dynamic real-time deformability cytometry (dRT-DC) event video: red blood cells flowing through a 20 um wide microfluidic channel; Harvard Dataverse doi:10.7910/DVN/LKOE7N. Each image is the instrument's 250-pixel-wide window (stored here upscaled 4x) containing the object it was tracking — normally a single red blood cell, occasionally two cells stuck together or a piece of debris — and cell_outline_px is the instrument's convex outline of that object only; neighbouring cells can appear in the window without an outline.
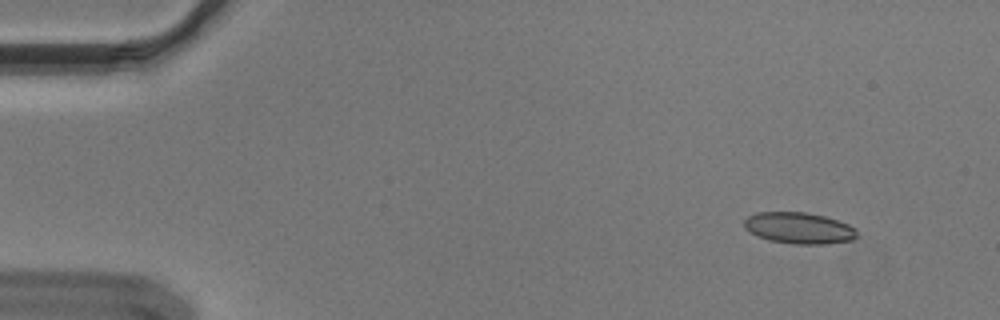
{"species": "Egyptian fruit bat (a non-hibernating species)", "species_latin": "Rousettus aegyptiacus", "temperature_condition": "cold", "stored_images_in_passage": 51, "camera_frame_rate_fps": 3000, "um_per_image_px": 0.085, "animal": {"sex": "male"}, "frame": {"image": 1, "passage_image": 1, "time_ms": 0.0, "image_size_px": [1000, 320], "cell_outline_px": [[856, 236], [852, 240], [828, 244], [792, 244], [768, 240], [756, 236], [744, 228], [744, 220], [748, 216], [756, 212], [808, 212], [824, 216], [848, 224], [856, 228]], "centroid_in_image_um": [67.89, 19.39], "position_along_channel_um": 17.1, "area_um2": 20.75}}
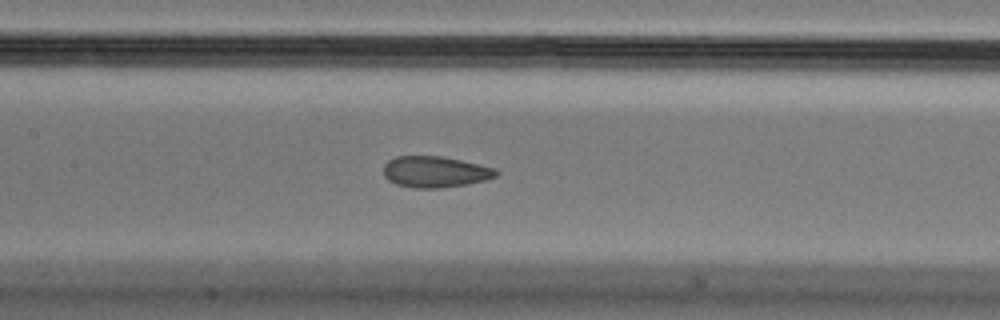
{"frame": {"image": 2, "passage_image": 22, "time_ms": 7.0, "image_size_px": [1000, 320], "cell_outline_px": [[500, 172], [496, 176], [484, 180], [468, 184], [436, 188], [412, 188], [396, 184], [388, 180], [384, 176], [384, 164], [388, 160], [396, 156], [440, 156], [460, 160], [496, 168]], "centroid_in_image_um": [36.97, 14.6], "position_along_channel_um": 170.4, "area_um2": 20.46}}
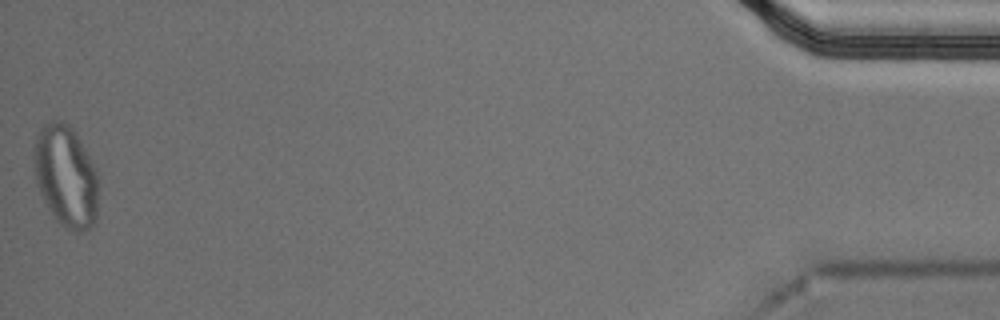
{"frame": {"image": 3, "passage_image": 51, "time_ms": 16.667, "image_size_px": [1000, 320], "cell_outline_px": [[96, 224], [80, 232], [76, 232], [64, 228], [56, 220], [48, 208], [36, 184], [32, 152], [32, 148], [36, 136], [40, 128], [44, 124], [52, 120], [60, 120], [68, 124], [76, 132], [96, 168]], "centroid_in_image_um": [5.56, 14.95], "position_along_channel_um": 429.6, "area_um2": 38.49}, "authors_computed_cell_mechanics": {"area_um2": 21.097, "velocity_mm_per_s": 3.6211, "shape_relaxation_time_tau1_ms": null, "shape_relaxation_time_tau2_ms": 1.2283, "deformation_change_tau1": null, "deformation_change_tau2": 0.0779}}